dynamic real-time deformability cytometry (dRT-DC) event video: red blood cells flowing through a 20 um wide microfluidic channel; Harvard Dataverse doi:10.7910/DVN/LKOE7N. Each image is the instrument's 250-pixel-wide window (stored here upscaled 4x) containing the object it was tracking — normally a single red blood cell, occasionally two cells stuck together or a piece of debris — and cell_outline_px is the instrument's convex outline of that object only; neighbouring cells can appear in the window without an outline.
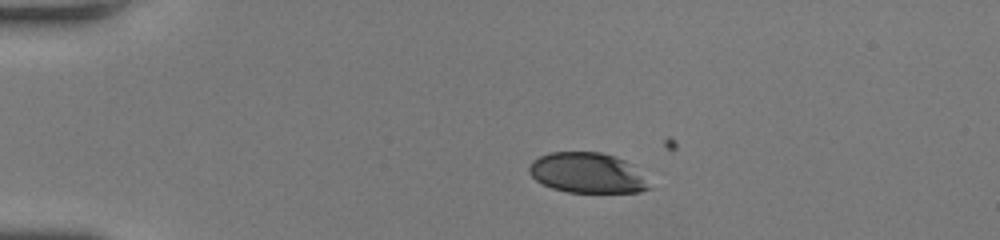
{"species": "human", "species_latin": "Homo sapiens", "temperature_condition": "room temperature", "stored_images_in_passage": 40, "camera_frame_rate_fps": 3000, "um_per_image_px": 0.085, "donor": {"sex": "female"}, "frame": {"image": 1, "passage_image": 1, "time_ms": 0.0, "image_size_px": [1000, 240], "cell_outline_px": [[652, 188], [640, 192], [568, 192], [552, 188], [536, 180], [528, 172], [528, 168], [532, 160], [548, 152], [600, 152], [624, 160]], "centroid_in_image_um": [49.83, 14.7], "position_along_channel_um": 35.2, "area_um2": 27.63}}
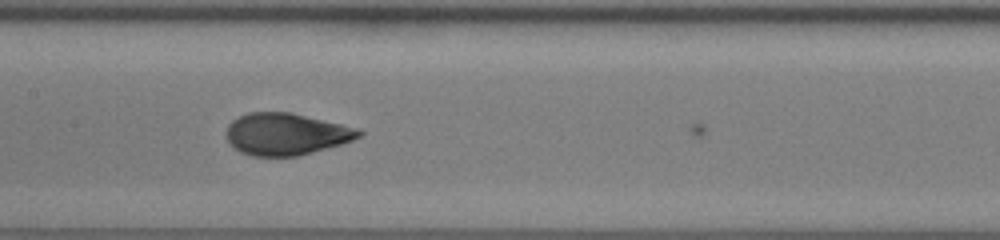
{"frame": {"image": 2, "passage_image": 16, "time_ms": 5.0, "image_size_px": [1000, 240], "cell_outline_px": [[364, 132], [360, 136], [352, 140], [340, 144], [312, 152], [296, 156], [252, 156], [240, 152], [224, 136], [224, 132], [228, 124], [232, 120], [248, 112], [292, 112], [356, 128]], "centroid_in_image_um": [24.26, 11.39], "position_along_channel_um": 183.1, "area_um2": 32.25}}
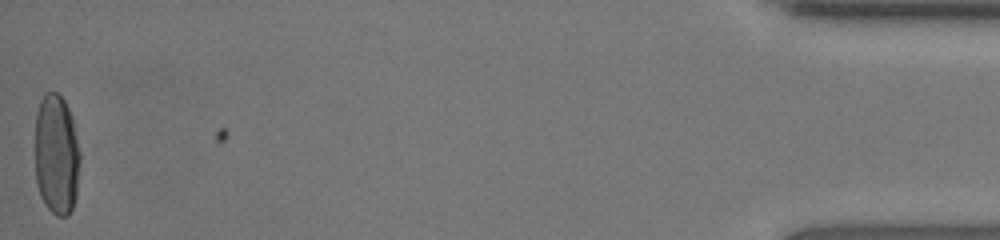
{"frame": {"image": 3, "passage_image": 40, "time_ms": 13.0, "image_size_px": [1000, 240], "cell_outline_px": [[80, 164], [76, 196], [72, 208], [68, 216], [56, 216], [44, 204], [40, 196], [36, 184], [36, 112], [40, 100], [44, 92], [56, 92], [64, 100], [72, 116], [80, 152]], "centroid_in_image_um": [4.81, 13.15], "position_along_channel_um": 430.4, "area_um2": 32.02}, "authors_computed_cell_mechanics": {"area_um2": 32.2524, "velocity_mm_per_s": 4.2237, "shape_relaxation_time_tau1_ms": 6.1409, "shape_relaxation_time_tau2_ms": null, "deformation_change_tau1": 0.2352, "deformation_change_tau2": null}}